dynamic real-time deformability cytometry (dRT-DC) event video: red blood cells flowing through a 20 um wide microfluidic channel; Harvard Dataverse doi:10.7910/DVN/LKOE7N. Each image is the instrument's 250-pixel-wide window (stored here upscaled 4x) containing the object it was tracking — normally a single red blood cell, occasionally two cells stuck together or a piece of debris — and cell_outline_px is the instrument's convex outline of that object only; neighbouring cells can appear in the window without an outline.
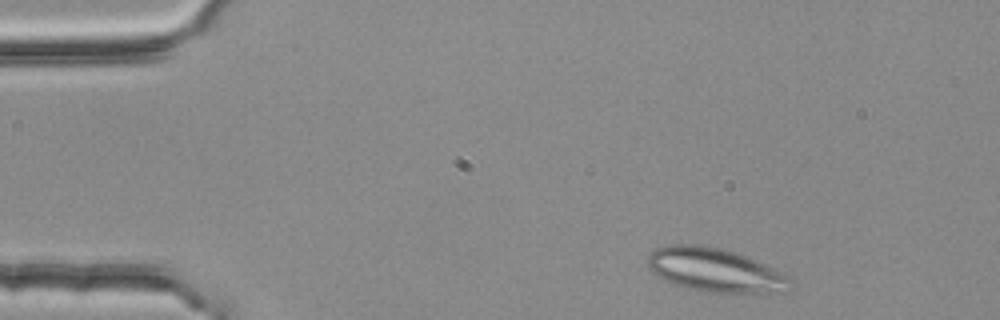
{"species": "common noctule bat (a hibernating species)", "species_latin": "Nyctalus noctula", "temperature_condition": "room temperature", "stored_images_in_passage": 2, "camera_frame_rate_fps": 3000, "um_per_image_px": 0.085, "animal": {"sex": "female", "body_mass_g": 25.1}, "frame": {"image": 1, "passage_image": 1, "time_ms": 0.0, "image_size_px": [1000, 320], "cell_outline_px": [[792, 292], [760, 296], [700, 292], [676, 284], [652, 272], [648, 268], [648, 256], [656, 248], [672, 244], [696, 244], [720, 248], [744, 256], [784, 272], [792, 280]], "centroid_in_image_um": [60.94, 23.03], "position_along_channel_um": 24.1, "area_um2": 37.45}}